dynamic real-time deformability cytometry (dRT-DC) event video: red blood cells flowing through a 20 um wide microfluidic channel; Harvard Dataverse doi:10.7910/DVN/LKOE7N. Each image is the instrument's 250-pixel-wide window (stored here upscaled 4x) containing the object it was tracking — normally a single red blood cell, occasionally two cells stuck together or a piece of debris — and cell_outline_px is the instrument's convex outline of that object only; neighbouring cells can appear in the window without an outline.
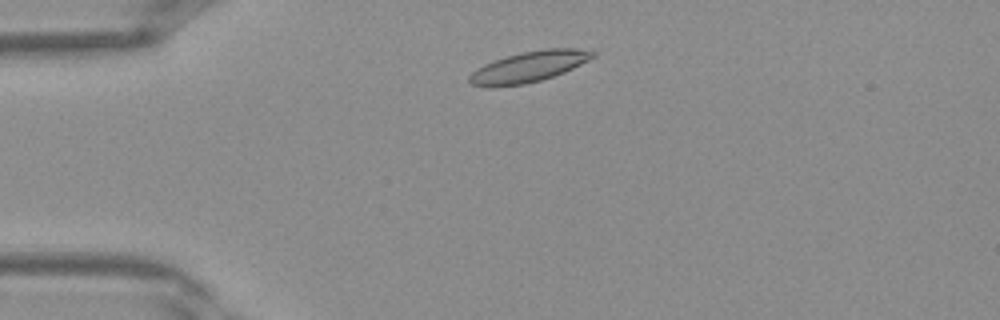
{"species": "Egyptian fruit bat (a non-hibernating species)", "species_latin": "Rousettus aegyptiacus", "temperature_condition": "warm", "stored_images_in_passage": 35, "camera_frame_rate_fps": 3000, "um_per_image_px": 0.085, "frame": {"image": 1, "passage_image": 4, "time_ms": 1.0, "image_size_px": [1000, 320], "cell_outline_px": [[596, 56], [564, 72], [540, 80], [524, 84], [472, 84], [468, 80], [468, 76], [476, 68], [484, 64], [520, 52], [544, 48], [576, 48], [596, 52]], "centroid_in_image_um": [45.02, 5.62], "position_along_channel_um": 40.0, "area_um2": 21.33}}
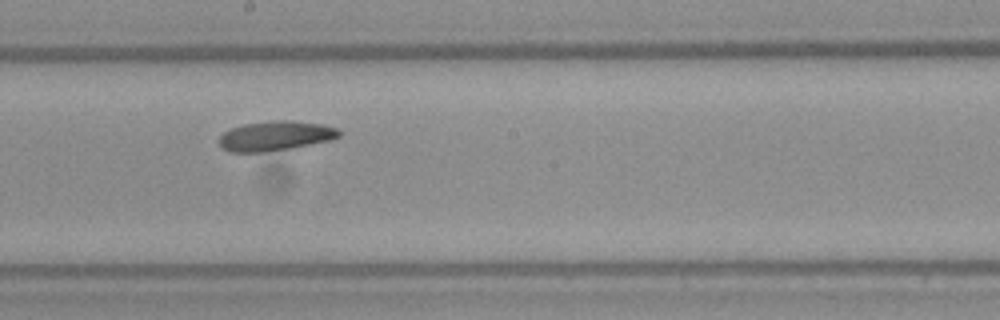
{"frame": {"image": 2, "passage_image": 17, "time_ms": 5.333, "image_size_px": [1000, 320], "cell_outline_px": [[344, 132], [340, 136], [332, 140], [288, 148], [260, 152], [232, 152], [224, 148], [220, 144], [220, 136], [224, 132], [232, 128], [244, 124], [276, 120], [288, 120], [320, 124], [336, 128]], "centroid_in_image_um": [23.45, 11.54], "position_along_channel_um": 224.7, "area_um2": 20.4}}
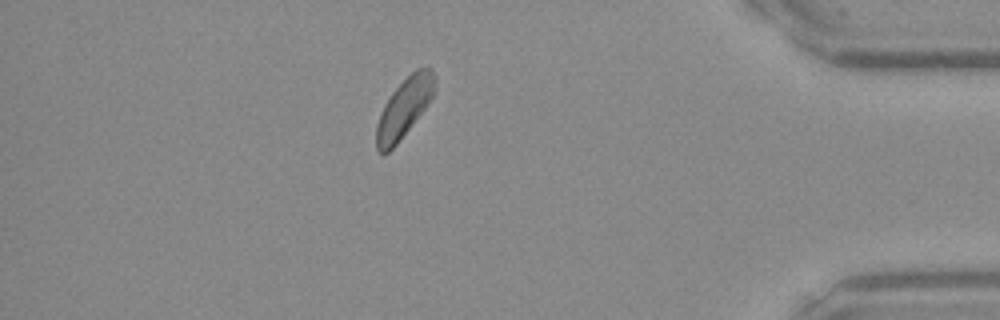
{"frame": {"image": 3, "passage_image": 30, "time_ms": 9.667, "image_size_px": [1000, 320], "cell_outline_px": [[436, 92], [424, 108], [396, 144], [388, 152], [376, 152], [376, 124], [384, 104], [392, 92], [416, 68], [432, 68], [436, 76]], "centroid_in_image_um": [34.36, 9.13], "position_along_channel_um": 400.8, "area_um2": 19.83}}